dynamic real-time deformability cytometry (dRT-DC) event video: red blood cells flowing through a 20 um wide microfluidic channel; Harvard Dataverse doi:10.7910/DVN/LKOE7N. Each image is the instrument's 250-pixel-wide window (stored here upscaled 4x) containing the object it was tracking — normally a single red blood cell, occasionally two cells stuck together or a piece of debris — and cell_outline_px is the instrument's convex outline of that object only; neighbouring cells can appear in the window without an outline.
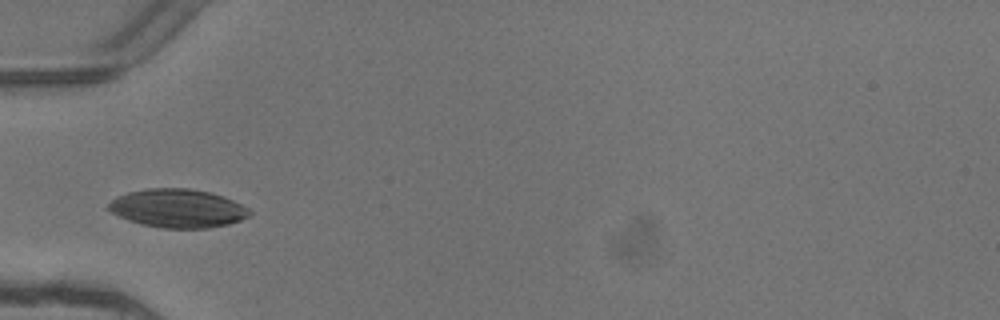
{"species": "common noctule bat (a hibernating species)", "species_latin": "Nyctalus noctula", "temperature_condition": "warm", "stored_images_in_passage": 2, "camera_frame_rate_fps": 3000, "um_per_image_px": 0.085, "animal": {"sex": "female"}, "frame": {"image": 1, "passage_image": 2, "time_ms": 0.333, "image_size_px": [1000, 320], "cell_outline_px": [[252, 216], [228, 224], [208, 228], [160, 228], [140, 224], [128, 220], [104, 208], [116, 196], [128, 192], [148, 188], [188, 188], [208, 192], [224, 196], [248, 208], [252, 212]], "centroid_in_image_um": [15.09, 17.71], "position_along_channel_um": 69.9, "area_um2": 31.79}}